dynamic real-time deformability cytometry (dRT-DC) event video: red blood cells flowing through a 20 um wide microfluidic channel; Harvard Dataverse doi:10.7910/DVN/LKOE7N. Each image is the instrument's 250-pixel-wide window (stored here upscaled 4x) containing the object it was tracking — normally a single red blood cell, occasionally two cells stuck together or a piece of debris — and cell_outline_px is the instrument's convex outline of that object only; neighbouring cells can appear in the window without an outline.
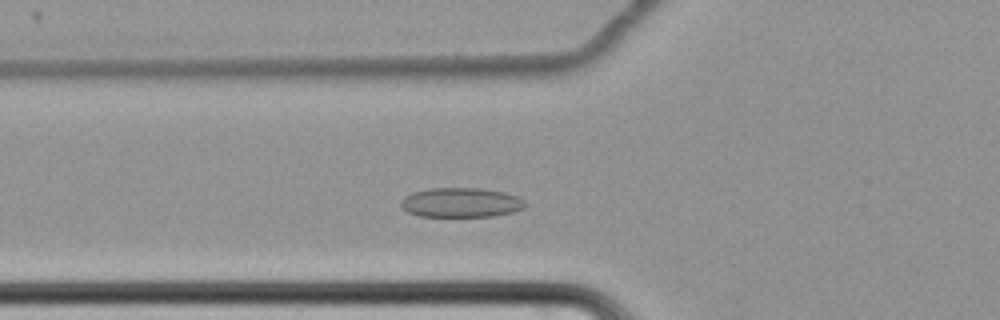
{"species": "common noctule bat (a hibernating species)", "species_latin": "Nyctalus noctula", "temperature_condition": "cold", "stored_images_in_passage": 37, "camera_frame_rate_fps": 3000, "um_per_image_px": 0.085, "animal": {"sex": "female", "body_mass_g": 22.7, "forearm_length_mm": 54.2}, "frame": {"image": 1, "passage_image": 6, "time_ms": 1.667, "image_size_px": [1000, 320], "cell_outline_px": [[524, 208], [512, 212], [496, 216], [420, 216], [408, 212], [400, 204], [400, 200], [404, 196], [412, 192], [428, 188], [480, 188], [504, 192], [516, 196], [524, 200]], "centroid_in_image_um": [39.16, 17.21], "position_along_channel_um": 86.6, "area_um2": 21.39}}
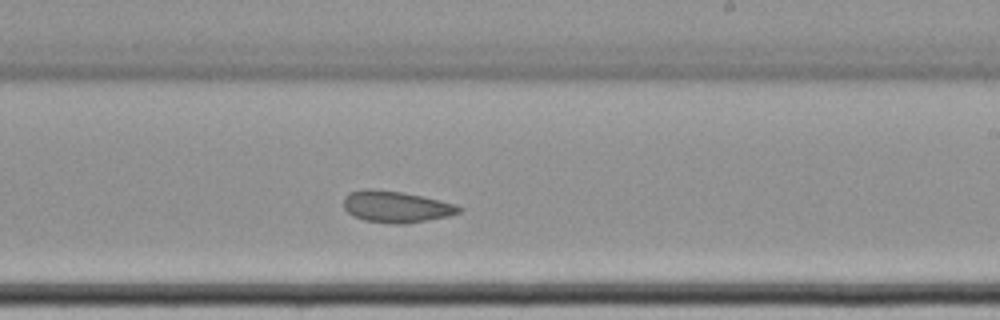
{"frame": {"image": 2, "passage_image": 21, "time_ms": 6.667, "image_size_px": [1000, 320], "cell_outline_px": [[464, 208], [460, 212], [448, 216], [404, 224], [392, 224], [364, 220], [352, 216], [344, 208], [344, 196], [348, 192], [368, 188], [372, 188], [400, 192], [420, 196], [452, 204]], "centroid_in_image_um": [33.6, 17.57], "position_along_channel_um": 255.4, "area_um2": 20.98}}
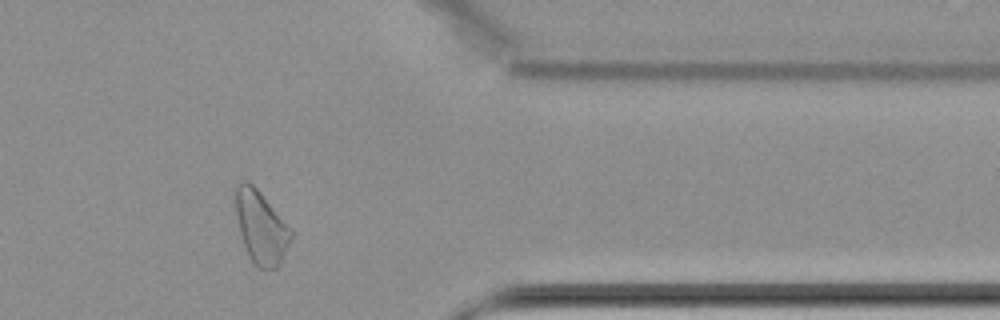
{"frame": {"image": 3, "passage_image": 34, "time_ms": 11.0, "image_size_px": [1000, 320], "cell_outline_px": [[292, 236], [280, 264], [276, 268], [256, 268], [252, 264], [248, 256], [240, 232], [236, 216], [236, 184], [244, 180], [248, 180], [260, 192], [292, 232]], "centroid_in_image_um": [22.15, 19.34], "position_along_channel_um": 389.2, "area_um2": 23.0}, "authors_computed_cell_mechanics": {"area_um2": 20.9814, "velocity_mm_per_s": 3.3871, "shape_relaxation_time_tau1_ms": null, "shape_relaxation_time_tau2_ms": 5.6201, "deformation_change_tau1": null, "deformation_change_tau2": 0.1114}}